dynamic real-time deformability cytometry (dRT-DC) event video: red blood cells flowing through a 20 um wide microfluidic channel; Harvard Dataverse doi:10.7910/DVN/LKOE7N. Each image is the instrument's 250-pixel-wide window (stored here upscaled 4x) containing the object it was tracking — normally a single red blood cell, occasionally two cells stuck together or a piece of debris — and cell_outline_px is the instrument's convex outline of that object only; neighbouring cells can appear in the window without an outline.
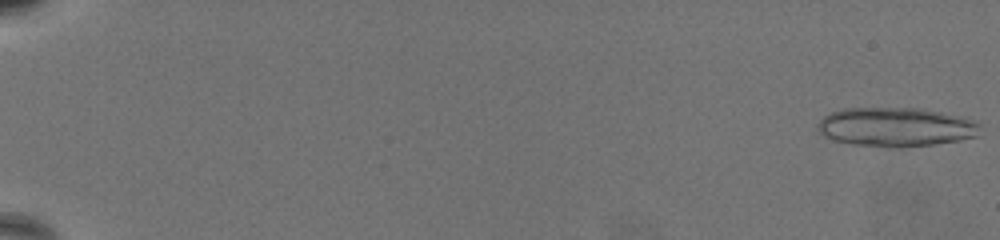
{"species": "common noctule bat (a hibernating species)", "species_latin": "Nyctalus noctula", "temperature_condition": "warm", "stored_images_in_passage": 26, "camera_frame_rate_fps": 3000, "um_per_image_px": 0.085, "animal": {"sex": "female", "body_mass_g": 19.5, "forearm_length_mm": 54.1}, "frame": {"image": 1, "passage_image": 1, "time_ms": 0.0, "image_size_px": [1000, 240], "cell_outline_px": [[976, 136], [960, 140], [936, 144], [900, 148], [888, 148], [856, 144], [836, 140], [824, 136], [820, 132], [820, 120], [824, 116], [832, 112], [852, 108], [916, 108], [936, 112], [968, 120], [976, 124]], "centroid_in_image_um": [76.07, 10.82], "position_along_channel_um": 8.9, "area_um2": 35.89}}